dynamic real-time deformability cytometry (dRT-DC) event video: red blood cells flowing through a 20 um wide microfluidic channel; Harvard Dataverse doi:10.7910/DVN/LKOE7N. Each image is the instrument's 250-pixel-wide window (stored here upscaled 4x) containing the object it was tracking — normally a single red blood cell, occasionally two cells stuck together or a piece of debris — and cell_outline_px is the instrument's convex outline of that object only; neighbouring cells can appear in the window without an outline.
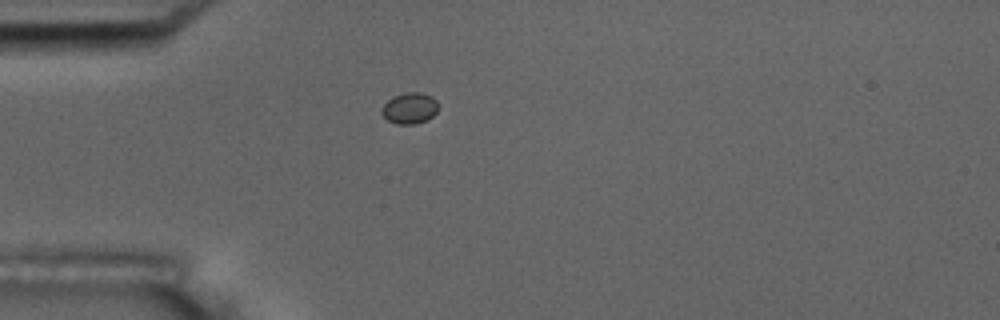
{"species": "common noctule bat (a hibernating species)", "species_latin": "Nyctalus noctula", "temperature_condition": "room temperature", "stored_images_in_passage": 2, "camera_frame_rate_fps": 3000, "um_per_image_px": 0.085, "animal": {"sex": "male", "body_mass_g": 17.5, "forearm_length_mm": 52.3}, "frame": {"image": 1, "passage_image": 2, "time_ms": 1.0, "image_size_px": [1000, 320], "cell_outline_px": [[436, 112], [428, 120], [416, 124], [396, 124], [388, 120], [380, 112], [380, 108], [392, 96], [408, 92], [420, 92], [432, 96], [436, 100]], "centroid_in_image_um": [34.79, 9.2], "position_along_channel_um": 50.2, "area_um2": 10.29}}